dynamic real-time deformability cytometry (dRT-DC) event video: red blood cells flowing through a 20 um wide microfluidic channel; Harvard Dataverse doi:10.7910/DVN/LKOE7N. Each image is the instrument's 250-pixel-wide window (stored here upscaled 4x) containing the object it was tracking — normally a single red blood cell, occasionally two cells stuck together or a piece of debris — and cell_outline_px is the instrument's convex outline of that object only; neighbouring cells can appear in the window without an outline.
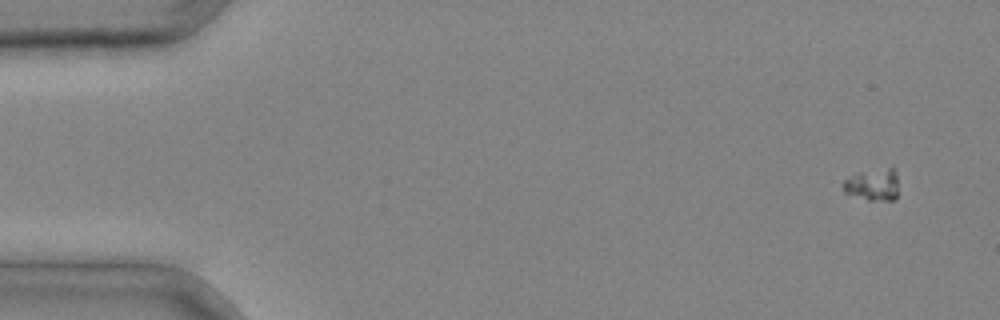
{"species": "common noctule bat (a hibernating species)", "species_latin": "Nyctalus noctula", "temperature_condition": "cold", "stored_images_in_passage": 5, "camera_frame_rate_fps": 3000, "um_per_image_px": 0.085, "animal": {"sex": "male", "body_mass_g": 20.4}, "frame": {"image": 1, "passage_image": 1, "time_ms": 0.0, "image_size_px": [1000, 320], "cell_outline_px": [[896, 200], [868, 200], [844, 192], [844, 180], [856, 172], [892, 164], [896, 172]], "centroid_in_image_um": [74.22, 15.62], "position_along_channel_um": 10.8, "area_um2": 10.64}}
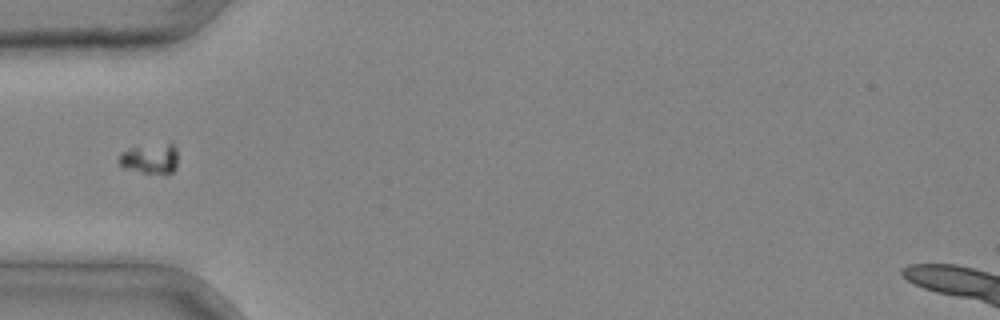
{"frame": {"image": 2, "passage_image": 4, "time_ms": 1.0, "image_size_px": [1000, 320], "cell_outline_px": [[176, 168], [172, 172], [144, 172], [124, 168], [120, 164], [120, 152], [132, 148], [172, 140], [176, 148]], "centroid_in_image_um": [12.81, 13.42], "position_along_channel_um": 72.2, "area_um2": 10.29}}